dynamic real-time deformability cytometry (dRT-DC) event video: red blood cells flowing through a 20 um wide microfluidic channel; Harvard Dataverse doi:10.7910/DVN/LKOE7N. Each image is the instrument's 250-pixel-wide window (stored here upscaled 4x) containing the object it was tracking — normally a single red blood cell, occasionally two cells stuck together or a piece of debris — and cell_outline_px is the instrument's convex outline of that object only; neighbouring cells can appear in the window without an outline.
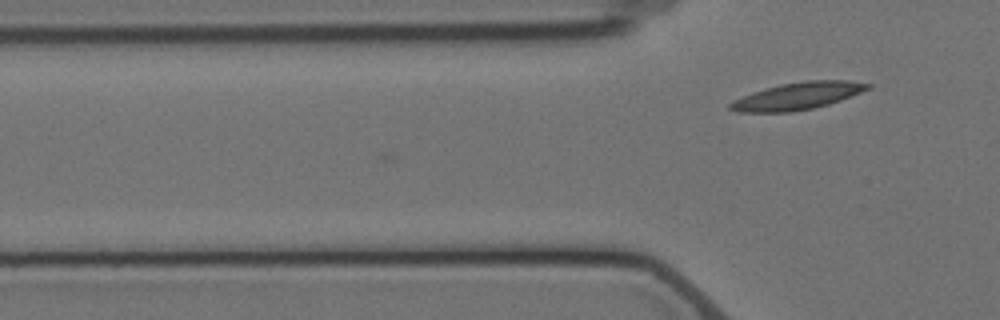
{"species": "Egyptian fruit bat (a non-hibernating species)", "species_latin": "Rousettus aegyptiacus", "temperature_condition": "cold", "stored_images_in_passage": 3, "camera_frame_rate_fps": 3000, "um_per_image_px": 0.085, "animal": {"sex": "female"}, "frame": {"image": 1, "passage_image": 3, "time_ms": 2.0, "image_size_px": [1000, 320], "cell_outline_px": [[872, 88], [840, 100], [828, 104], [812, 108], [792, 112], [736, 112], [728, 108], [728, 104], [752, 92], [764, 88], [780, 84], [804, 80], [848, 80], [872, 84]], "centroid_in_image_um": [67.81, 8.15], "position_along_channel_um": 58.0, "area_um2": 21.79}}